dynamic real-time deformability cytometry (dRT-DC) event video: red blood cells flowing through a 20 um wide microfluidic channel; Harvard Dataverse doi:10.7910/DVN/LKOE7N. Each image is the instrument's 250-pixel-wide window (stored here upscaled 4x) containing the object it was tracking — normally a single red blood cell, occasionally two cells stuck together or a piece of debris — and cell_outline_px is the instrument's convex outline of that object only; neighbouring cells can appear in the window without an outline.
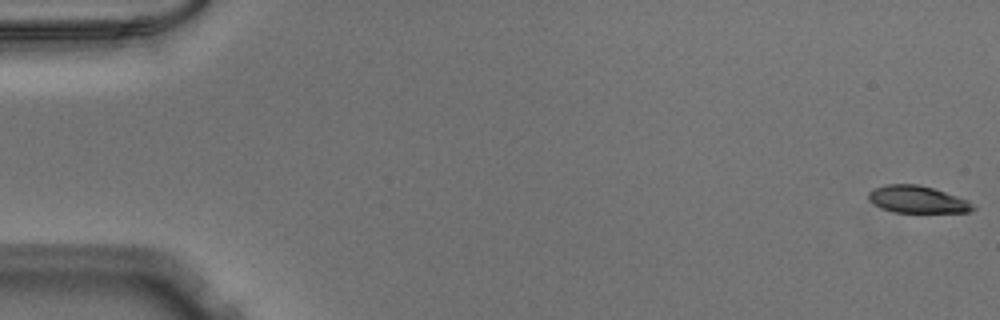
{"species": "Egyptian fruit bat (a non-hibernating species)", "species_latin": "Rousettus aegyptiacus", "temperature_condition": "warm", "stored_images_in_passage": 52, "camera_frame_rate_fps": 3000, "um_per_image_px": 0.085, "animal": {"sex": "male"}, "frame": {"image": 1, "passage_image": 1, "time_ms": 0.0, "image_size_px": [1000, 320], "cell_outline_px": [[976, 208], [968, 212], [896, 212], [880, 208], [872, 204], [868, 200], [868, 192], [872, 188], [888, 184], [916, 184], [932, 188], [968, 200]], "centroid_in_image_um": [77.91, 16.95], "position_along_channel_um": 7.1, "area_um2": 16.47}}
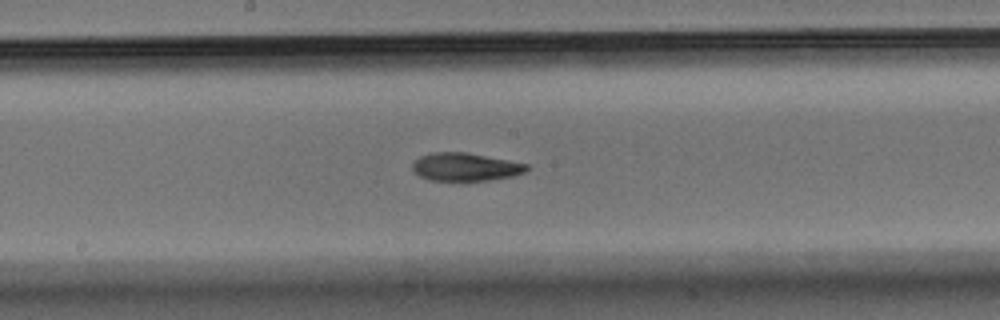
{"frame": {"image": 2, "passage_image": 28, "time_ms": 9.0, "image_size_px": [1000, 320], "cell_outline_px": [[532, 168], [524, 172], [512, 176], [488, 180], [428, 180], [412, 172], [412, 164], [420, 156], [432, 152], [464, 152], [528, 164]], "centroid_in_image_um": [39.53, 14.19], "position_along_channel_um": 208.7, "area_um2": 18.55}}
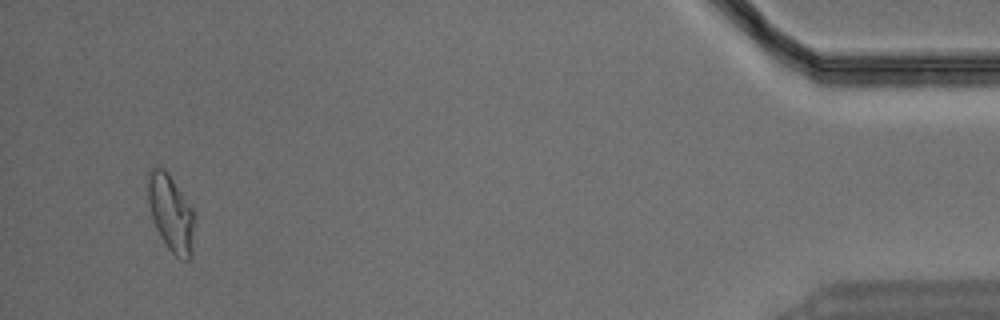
{"frame": {"image": 3, "passage_image": 50, "time_ms": 16.333, "image_size_px": [1000, 320], "cell_outline_px": [[196, 220], [192, 256], [188, 260], [184, 260], [176, 256], [168, 248], [160, 236], [152, 220], [148, 204], [148, 172], [156, 164], [164, 168], [168, 172], [192, 208], [196, 216]], "centroid_in_image_um": [14.55, 18.11], "position_along_channel_um": 420.7, "area_um2": 21.33}}